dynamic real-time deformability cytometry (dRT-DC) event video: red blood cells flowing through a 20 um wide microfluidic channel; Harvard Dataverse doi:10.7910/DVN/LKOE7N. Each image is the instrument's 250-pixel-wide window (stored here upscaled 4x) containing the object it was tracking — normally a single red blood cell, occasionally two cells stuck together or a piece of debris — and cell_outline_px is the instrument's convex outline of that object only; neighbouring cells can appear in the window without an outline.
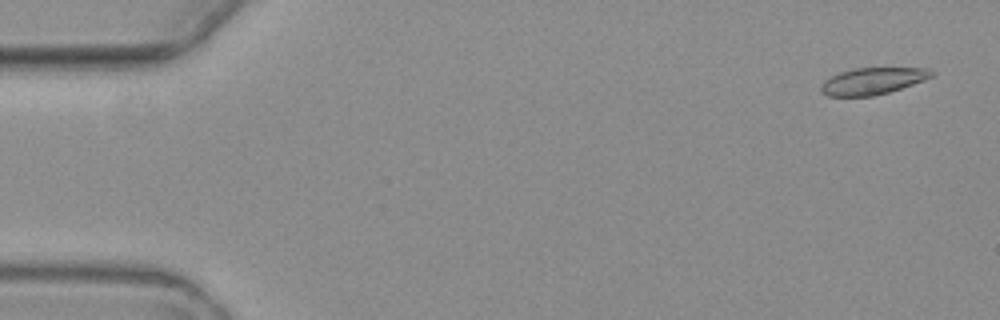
{"species": "common noctule bat (a hibernating species)", "species_latin": "Nyctalus noctula", "temperature_condition": "warm", "stored_images_in_passage": 6, "camera_frame_rate_fps": 3000, "um_per_image_px": 0.085, "animal": {"sex": "female", "body_mass_g": 19.3, "forearm_length_mm": 54.1}, "frame": {"image": 1, "passage_image": 1, "time_ms": 0.0, "image_size_px": [1000, 320], "cell_outline_px": [[936, 72], [932, 76], [924, 80], [888, 92], [872, 96], [828, 96], [820, 92], [820, 84], [824, 80], [840, 72], [856, 68], [928, 68]], "centroid_in_image_um": [74.15, 6.89], "position_along_channel_um": 10.9, "area_um2": 17.17}}
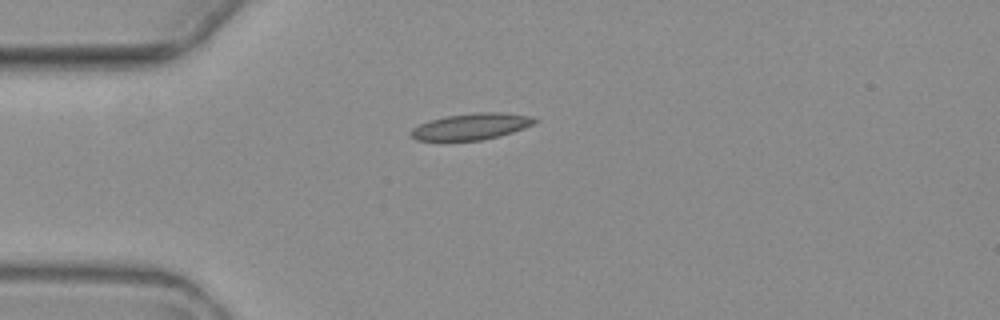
{"frame": {"image": 2, "passage_image": 4, "time_ms": 4.0, "image_size_px": [1000, 320], "cell_outline_px": [[540, 120], [536, 124], [512, 132], [480, 140], [440, 144], [416, 140], [412, 136], [412, 128], [420, 124], [444, 116], [476, 112], [500, 112], [532, 116]], "centroid_in_image_um": [40.02, 10.79], "position_along_channel_um": 45.0, "area_um2": 19.77}}
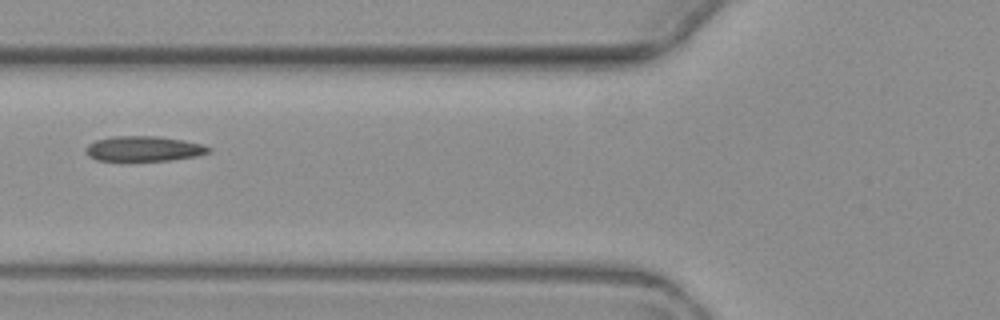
{"frame": {"image": 3, "passage_image": 6, "time_ms": 6.333, "image_size_px": [1000, 320], "cell_outline_px": [[212, 152], [196, 156], [172, 160], [96, 160], [88, 156], [84, 152], [84, 148], [88, 144], [96, 140], [112, 136], [156, 136], [184, 140], [200, 144], [212, 148]], "centroid_in_image_um": [12.2, 12.63], "position_along_channel_um": 113.6, "area_um2": 18.03}}